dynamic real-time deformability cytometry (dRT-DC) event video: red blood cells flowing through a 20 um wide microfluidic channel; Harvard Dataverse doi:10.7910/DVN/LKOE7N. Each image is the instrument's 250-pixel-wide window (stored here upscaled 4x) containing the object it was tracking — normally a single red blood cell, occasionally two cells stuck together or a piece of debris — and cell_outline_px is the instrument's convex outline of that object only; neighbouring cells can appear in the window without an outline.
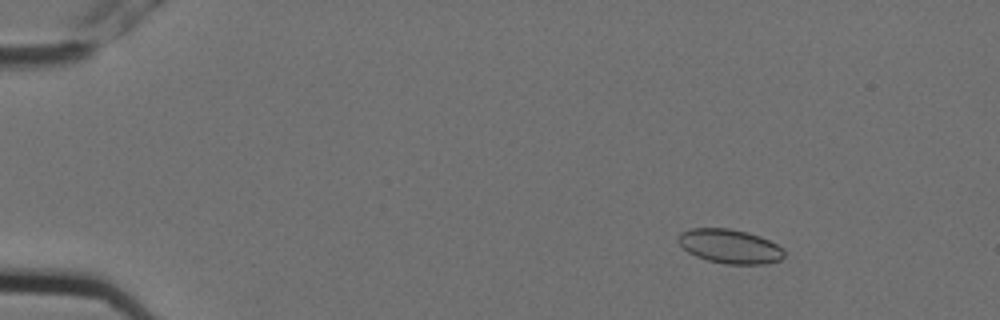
{"species": "Egyptian fruit bat (a non-hibernating species)", "species_latin": "Rousettus aegyptiacus", "temperature_condition": "cold", "stored_images_in_passage": 6, "camera_frame_rate_fps": 3000, "um_per_image_px": 0.085, "animal": {"sex": "female"}, "frame": {"image": 1, "passage_image": 3, "time_ms": 0.667, "image_size_px": [1000, 320], "cell_outline_px": [[784, 256], [780, 260], [764, 264], [724, 264], [704, 260], [688, 252], [676, 240], [680, 232], [692, 228], [728, 228], [748, 232], [760, 236], [776, 244], [784, 252]], "centroid_in_image_um": [62.0, 20.94], "position_along_channel_um": 23.0, "area_um2": 21.15}}
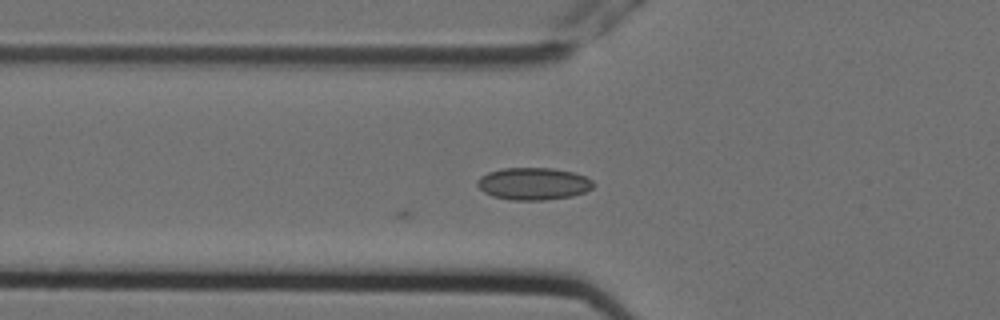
{"frame": {"image": 2, "passage_image": 6, "time_ms": 1.667, "image_size_px": [1000, 320], "cell_outline_px": [[596, 184], [592, 188], [584, 192], [572, 196], [544, 200], [512, 200], [492, 196], [484, 192], [476, 184], [476, 180], [480, 176], [488, 172], [504, 168], [552, 168], [572, 172], [584, 176], [592, 180]], "centroid_in_image_um": [45.33, 15.62], "position_along_channel_um": 80.5, "area_um2": 21.85}}